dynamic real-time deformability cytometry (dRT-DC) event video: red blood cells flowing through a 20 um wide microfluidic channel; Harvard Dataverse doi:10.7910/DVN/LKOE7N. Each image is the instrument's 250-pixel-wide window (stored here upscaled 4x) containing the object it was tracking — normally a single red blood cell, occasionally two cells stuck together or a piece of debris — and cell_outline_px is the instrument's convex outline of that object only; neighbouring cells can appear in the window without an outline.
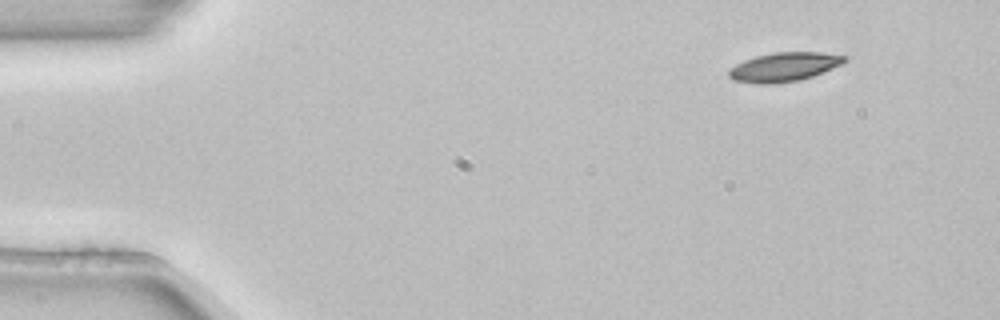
{"species": "common noctule bat (a hibernating species)", "species_latin": "Nyctalus noctula", "temperature_condition": "room temperature", "stored_images_in_passage": 3, "camera_frame_rate_fps": 3000, "um_per_image_px": 0.085, "animal": {"sex": "female", "body_mass_g": 22.7, "forearm_length_mm": 54.2}, "frame": {"image": 1, "passage_image": 1, "time_ms": 0.0, "image_size_px": [1000, 320], "cell_outline_px": [[848, 60], [840, 64], [812, 76], [800, 80], [772, 84], [756, 84], [732, 80], [728, 76], [728, 72], [736, 64], [744, 60], [756, 56], [776, 52], [820, 52], [848, 56]], "centroid_in_image_um": [66.62, 5.69], "position_along_channel_um": 18.4, "area_um2": 19.48}}